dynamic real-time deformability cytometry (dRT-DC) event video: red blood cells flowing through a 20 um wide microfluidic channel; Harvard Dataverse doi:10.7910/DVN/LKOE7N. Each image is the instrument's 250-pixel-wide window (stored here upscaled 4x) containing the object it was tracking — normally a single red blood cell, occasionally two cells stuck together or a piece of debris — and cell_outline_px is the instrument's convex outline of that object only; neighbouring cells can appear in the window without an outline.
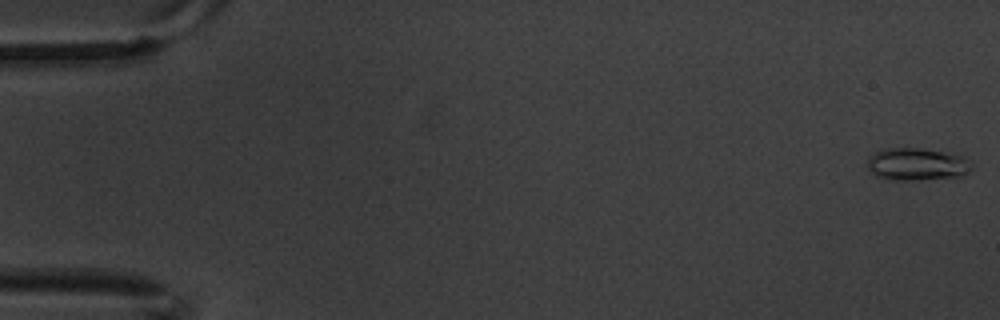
{"species": "common noctule bat (a hibernating species)", "species_latin": "Nyctalus noctula", "temperature_condition": "warm", "stored_images_in_passage": 6, "camera_frame_rate_fps": 3000, "um_per_image_px": 0.085, "animal": {"sex": "male", "body_mass_g": 20.1, "forearm_length_mm": 53.5}, "frame": {"image": 1, "passage_image": 1, "time_ms": 0.0, "image_size_px": [1000, 320], "cell_outline_px": [[972, 168], [960, 176], [912, 180], [888, 180], [876, 176], [868, 168], [868, 156], [880, 148], [920, 148], [948, 152], [964, 156], [972, 160]], "centroid_in_image_um": [77.93, 13.94], "position_along_channel_um": 7.1, "area_um2": 20.0}}
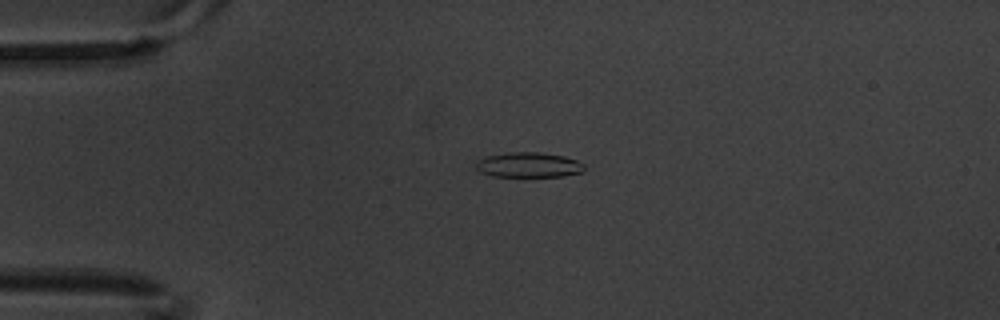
{"frame": {"image": 2, "passage_image": 5, "time_ms": 1.333, "image_size_px": [1000, 320], "cell_outline_px": [[584, 172], [564, 176], [492, 176], [480, 172], [476, 168], [476, 160], [484, 156], [512, 152], [540, 152], [564, 156], [576, 160], [584, 164]], "centroid_in_image_um": [44.92, 14.01], "position_along_channel_um": 40.1, "area_um2": 15.9}}